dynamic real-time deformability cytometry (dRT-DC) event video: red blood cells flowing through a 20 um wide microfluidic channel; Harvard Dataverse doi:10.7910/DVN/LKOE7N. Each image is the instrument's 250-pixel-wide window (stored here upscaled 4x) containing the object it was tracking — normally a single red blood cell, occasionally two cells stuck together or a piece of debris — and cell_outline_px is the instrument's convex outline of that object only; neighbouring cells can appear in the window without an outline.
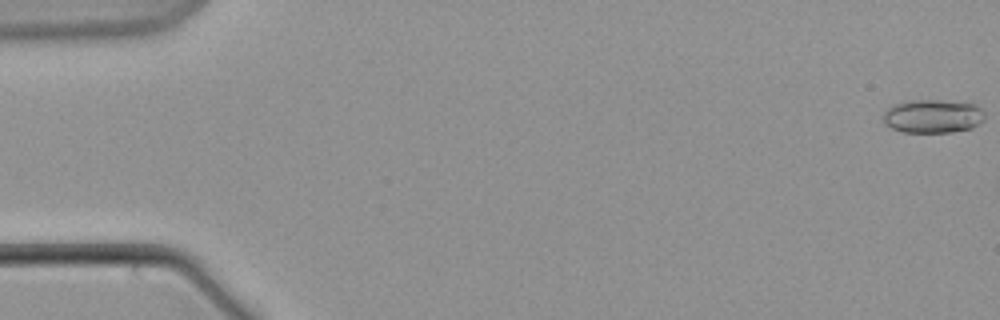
{"species": "common noctule bat (a hibernating species)", "species_latin": "Nyctalus noctula", "temperature_condition": "warm", "stored_images_in_passage": 9, "camera_frame_rate_fps": 3000, "um_per_image_px": 0.085, "animal": {"sex": "male", "body_mass_g": 21.5, "forearm_length_mm": 52.0}, "frame": {"image": 1, "passage_image": 1, "time_ms": 0.0, "image_size_px": [1000, 320], "cell_outline_px": [[984, 120], [972, 128], [952, 132], [904, 132], [892, 128], [884, 124], [884, 112], [888, 108], [896, 104], [908, 100], [940, 100], [976, 104], [984, 112]], "centroid_in_image_um": [79.3, 9.88], "position_along_channel_um": 5.7, "area_um2": 19.83}}